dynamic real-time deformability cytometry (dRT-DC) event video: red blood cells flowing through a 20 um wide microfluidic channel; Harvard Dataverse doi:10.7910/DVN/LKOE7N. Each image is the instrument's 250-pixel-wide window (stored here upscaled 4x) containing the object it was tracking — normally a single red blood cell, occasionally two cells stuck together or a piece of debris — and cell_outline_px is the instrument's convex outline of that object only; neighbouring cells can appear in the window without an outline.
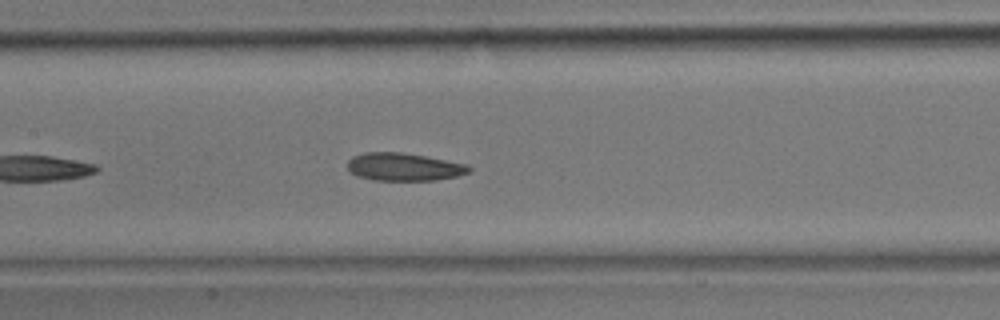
{"species": "common noctule bat (a hibernating species)", "species_latin": "Nyctalus noctula", "temperature_condition": "room temperature", "stored_images_in_passage": 35, "camera_frame_rate_fps": 3000, "um_per_image_px": 0.085, "animal": {"sex": "male", "body_mass_g": 17.9}, "frame": {"image": 1, "passage_image": 16, "time_ms": 5.0, "image_size_px": [1000, 320], "cell_outline_px": [[472, 168], [468, 172], [456, 176], [436, 180], [372, 180], [356, 176], [348, 168], [348, 160], [352, 156], [364, 152], [400, 152], [424, 156], [468, 164]], "centroid_in_image_um": [34.31, 14.18], "position_along_channel_um": 173.1, "area_um2": 19.65}}